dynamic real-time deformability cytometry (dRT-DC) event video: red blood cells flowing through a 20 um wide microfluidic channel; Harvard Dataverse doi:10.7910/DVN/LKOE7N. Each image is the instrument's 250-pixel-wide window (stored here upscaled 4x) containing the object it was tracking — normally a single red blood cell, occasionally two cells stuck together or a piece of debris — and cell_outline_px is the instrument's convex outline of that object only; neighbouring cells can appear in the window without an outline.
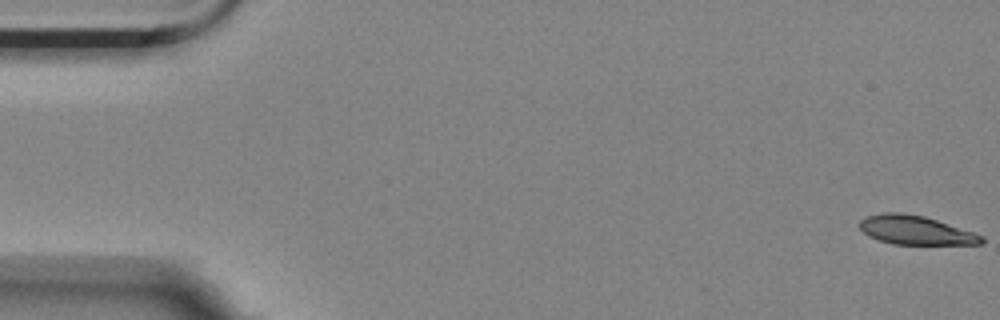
{"species": "Egyptian fruit bat (a non-hibernating species)", "species_latin": "Rousettus aegyptiacus", "temperature_condition": "room temperature", "stored_images_in_passage": 57, "camera_frame_rate_fps": 3000, "um_per_image_px": 0.085, "animal": {"sex": "female"}, "frame": {"image": 1, "passage_image": 1, "time_ms": 0.0, "image_size_px": [1000, 320], "cell_outline_px": [[984, 244], [892, 244], [868, 236], [860, 228], [860, 220], [868, 216], [884, 212], [900, 212], [924, 216], [984, 236]], "centroid_in_image_um": [77.82, 19.57], "position_along_channel_um": 7.2, "area_um2": 20.29}}
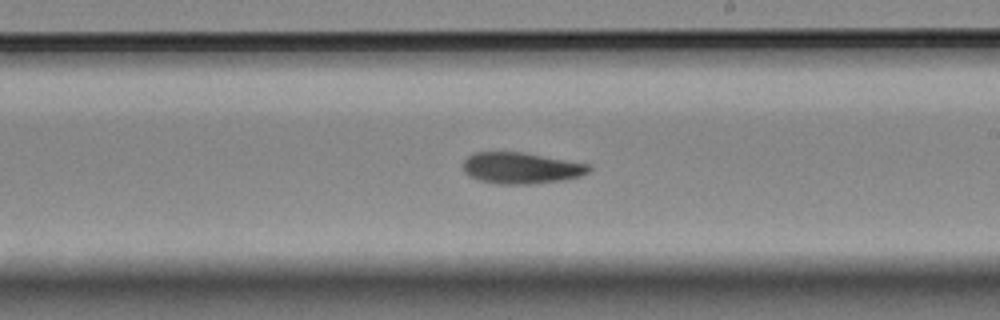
{"frame": {"image": 2, "passage_image": 33, "time_ms": 10.667, "image_size_px": [1000, 320], "cell_outline_px": [[592, 168], [588, 172], [580, 176], [560, 180], [532, 184], [496, 184], [480, 180], [468, 176], [464, 172], [464, 160], [468, 156], [476, 152], [524, 152], [592, 164]], "centroid_in_image_um": [44.32, 14.28], "position_along_channel_um": 244.7, "area_um2": 23.06}}
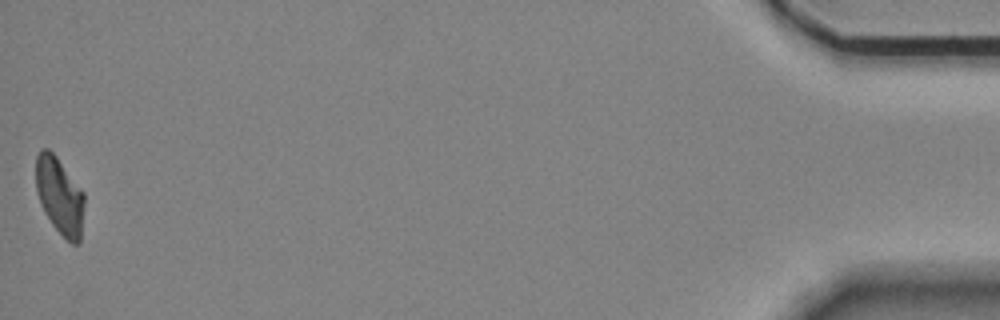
{"frame": {"image": 3, "passage_image": 57, "time_ms": 18.667, "image_size_px": [1000, 320], "cell_outline_px": [[84, 204], [80, 244], [72, 244], [52, 224], [44, 212], [40, 204], [36, 192], [36, 156], [40, 148], [48, 148], [56, 156], [84, 192]], "centroid_in_image_um": [5.06, 16.63], "position_along_channel_um": 430.1, "area_um2": 21.79}, "authors_computed_cell_mechanics": {"area_um2": 22.831, "velocity_mm_per_s": 3.5021, "shape_relaxation_time_tau1_ms": 11.2472, "shape_relaxation_time_tau2_ms": null, "deformation_change_tau1": 0.2168, "deformation_change_tau2": null}}